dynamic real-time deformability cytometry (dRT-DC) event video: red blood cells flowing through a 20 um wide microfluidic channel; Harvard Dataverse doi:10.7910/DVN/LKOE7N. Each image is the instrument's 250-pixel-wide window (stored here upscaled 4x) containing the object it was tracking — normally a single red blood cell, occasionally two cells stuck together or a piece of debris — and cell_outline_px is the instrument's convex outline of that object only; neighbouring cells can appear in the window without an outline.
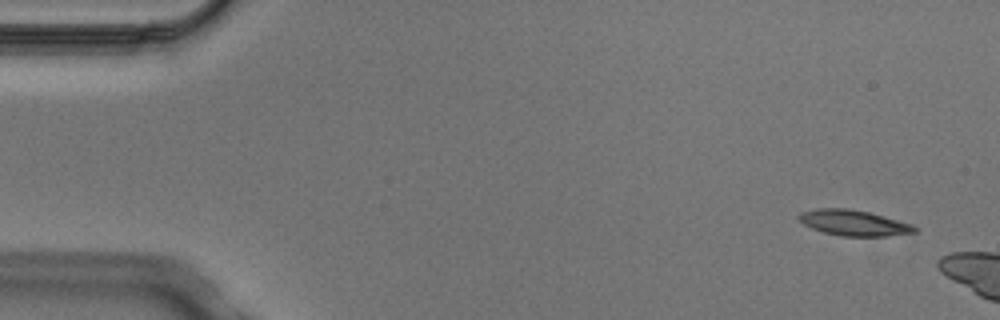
{"species": "Egyptian fruit bat (a non-hibernating species)", "species_latin": "Rousettus aegyptiacus", "temperature_condition": "cold", "stored_images_in_passage": 2, "camera_frame_rate_fps": 3000, "um_per_image_px": 0.085, "animal": {"sex": "male"}, "frame": {"image": 1, "passage_image": 1, "time_ms": 0.0, "image_size_px": [1000, 320], "cell_outline_px": [[920, 228], [916, 232], [884, 236], [844, 236], [824, 232], [812, 228], [804, 224], [796, 216], [800, 212], [816, 208], [848, 208], [868, 212], [912, 224]], "centroid_in_image_um": [72.56, 18.93], "position_along_channel_um": 12.4, "area_um2": 17.22}}